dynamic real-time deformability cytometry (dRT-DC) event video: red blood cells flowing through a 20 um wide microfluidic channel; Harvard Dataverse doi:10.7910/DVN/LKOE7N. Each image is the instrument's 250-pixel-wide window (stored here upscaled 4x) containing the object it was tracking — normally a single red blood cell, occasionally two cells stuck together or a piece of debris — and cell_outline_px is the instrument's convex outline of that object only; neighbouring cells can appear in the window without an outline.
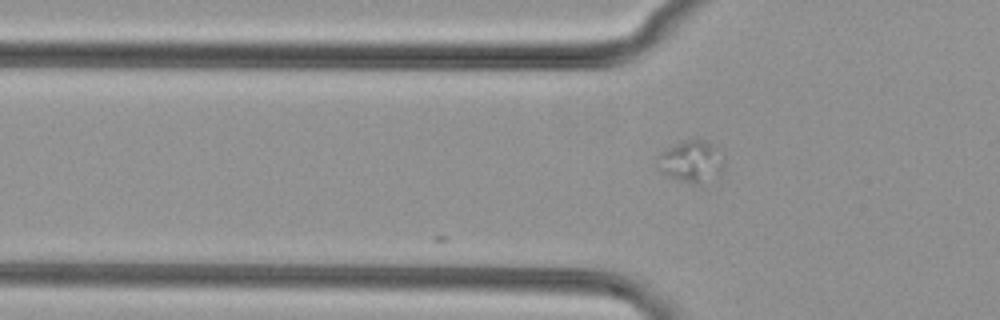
{"species": "common noctule bat (a hibernating species)", "species_latin": "Nyctalus noctula", "temperature_condition": "cold", "stored_images_in_passage": 2, "camera_frame_rate_fps": 3000, "um_per_image_px": 0.085, "animal": {"sex": "female", "body_mass_g": 29.2, "forearm_length_mm": 56.3}, "frame": {"image": 1, "passage_image": 2, "time_ms": 0.333, "image_size_px": [1000, 320], "cell_outline_px": [[724, 168], [720, 172], [700, 184], [692, 184], [676, 180], [660, 172], [656, 168], [656, 164], [660, 152], [684, 140], [704, 140], [724, 148]], "centroid_in_image_um": [58.79, 13.71], "position_along_channel_um": 67.0, "area_um2": 16.65}}